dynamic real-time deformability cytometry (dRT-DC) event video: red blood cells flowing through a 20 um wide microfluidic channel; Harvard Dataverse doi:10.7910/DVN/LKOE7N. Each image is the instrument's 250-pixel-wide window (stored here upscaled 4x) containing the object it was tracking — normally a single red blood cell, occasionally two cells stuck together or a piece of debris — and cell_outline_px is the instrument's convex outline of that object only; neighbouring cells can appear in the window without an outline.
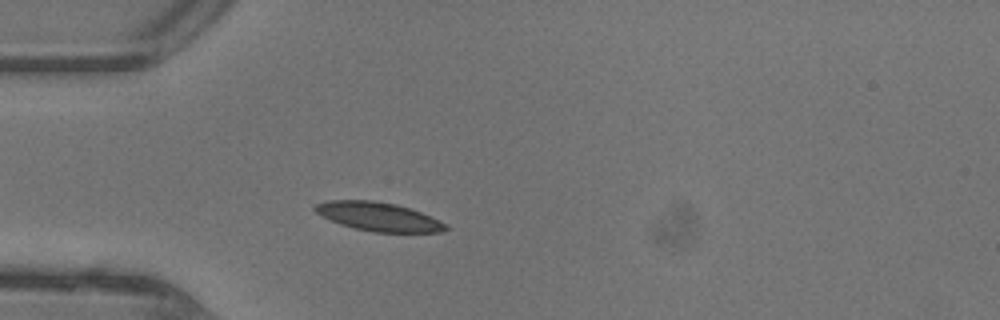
{"species": "common noctule bat (a hibernating species)", "species_latin": "Nyctalus noctula", "temperature_condition": "warm", "stored_images_in_passage": 34, "camera_frame_rate_fps": 3000, "um_per_image_px": 0.085, "animal": {"sex": "female"}, "frame": {"image": 1, "passage_image": 1, "time_ms": 0.0, "image_size_px": [1000, 320], "cell_outline_px": [[448, 228], [440, 232], [372, 232], [352, 228], [340, 224], [320, 216], [312, 208], [316, 204], [328, 200], [372, 200], [396, 204], [412, 208], [448, 224]], "centroid_in_image_um": [32.15, 18.41], "position_along_channel_um": 52.9, "area_um2": 22.08}}
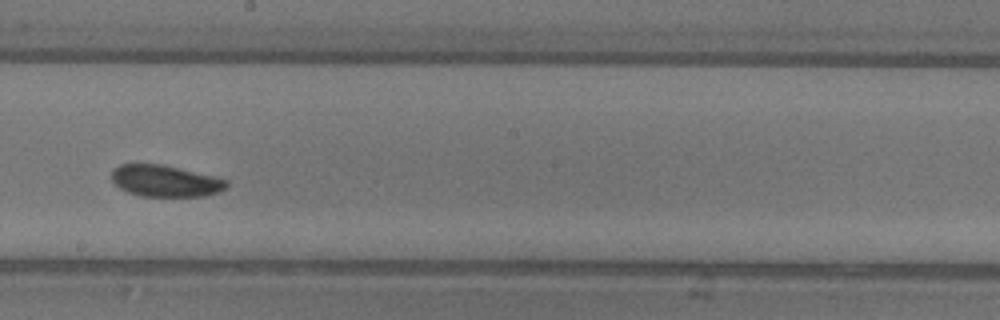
{"frame": {"image": 2, "passage_image": 14, "time_ms": 4.333, "image_size_px": [1000, 320], "cell_outline_px": [[228, 188], [220, 192], [204, 196], [140, 196], [128, 192], [120, 188], [112, 180], [112, 172], [120, 164], [160, 164], [212, 176], [228, 180]], "centroid_in_image_um": [14.07, 15.39], "position_along_channel_um": 234.1, "area_um2": 20.92}}
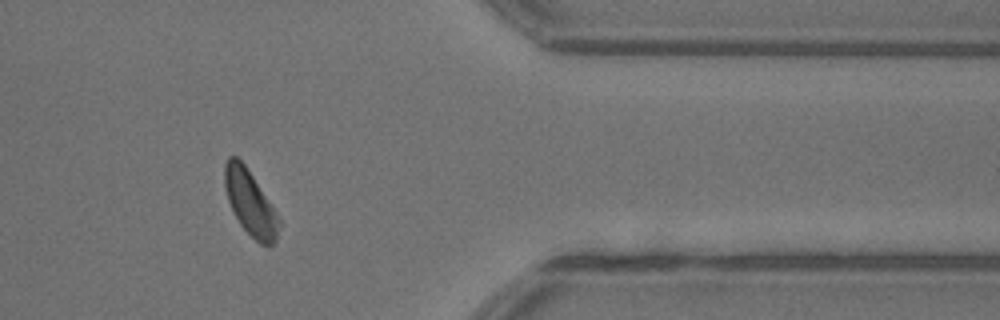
{"frame": {"image": 3, "passage_image": 26, "time_ms": 8.333, "image_size_px": [1000, 320], "cell_outline_px": [[280, 224], [276, 240], [268, 248], [260, 244], [240, 224], [228, 200], [224, 184], [224, 164], [228, 156], [236, 156], [244, 164], [276, 212], [280, 220]], "centroid_in_image_um": [21.26, 17.25], "position_along_channel_um": 390.1, "area_um2": 20.17}, "authors_computed_cell_mechanics": {"area_um2": 21.2415, "velocity_mm_per_s": 4.428, "shape_relaxation_time_tau1_ms": 1.5496, "shape_relaxation_time_tau2_ms": 2.5733, "deformation_change_tau1": 0.0837, "deformation_change_tau2": 0.0724}}